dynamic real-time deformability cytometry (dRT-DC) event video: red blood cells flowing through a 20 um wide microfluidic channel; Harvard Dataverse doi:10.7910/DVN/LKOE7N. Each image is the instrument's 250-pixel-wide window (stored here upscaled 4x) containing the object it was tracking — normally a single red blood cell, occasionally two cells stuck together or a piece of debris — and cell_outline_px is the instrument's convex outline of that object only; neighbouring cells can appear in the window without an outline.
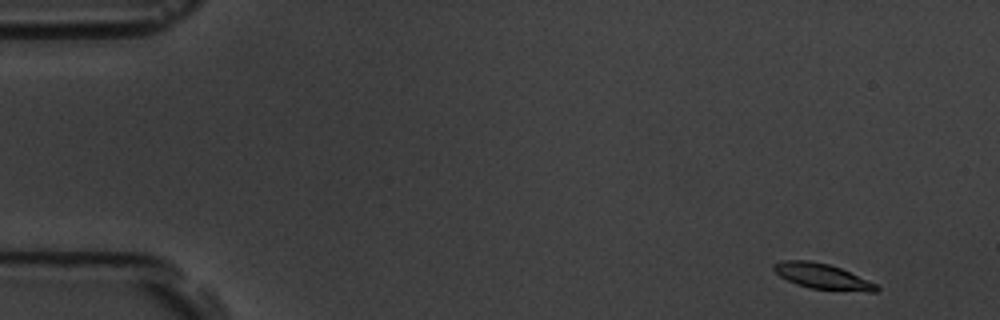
{"species": "common noctule bat (a hibernating species)", "species_latin": "Nyctalus noctula", "temperature_condition": "room temperature", "stored_images_in_passage": 5, "camera_frame_rate_fps": 3000, "um_per_image_px": 0.085, "animal": {"sex": "male", "body_mass_g": 19.5, "forearm_length_mm": 54.6}, "frame": {"image": 1, "passage_image": 1, "time_ms": 0.0, "image_size_px": [1000, 320], "cell_outline_px": [[880, 288], [876, 292], [868, 292], [808, 288], [796, 284], [780, 276], [772, 268], [772, 264], [784, 260], [808, 260], [828, 264], [840, 268], [876, 284]], "centroid_in_image_um": [69.88, 23.49], "position_along_channel_um": 15.1, "area_um2": 15.09}}
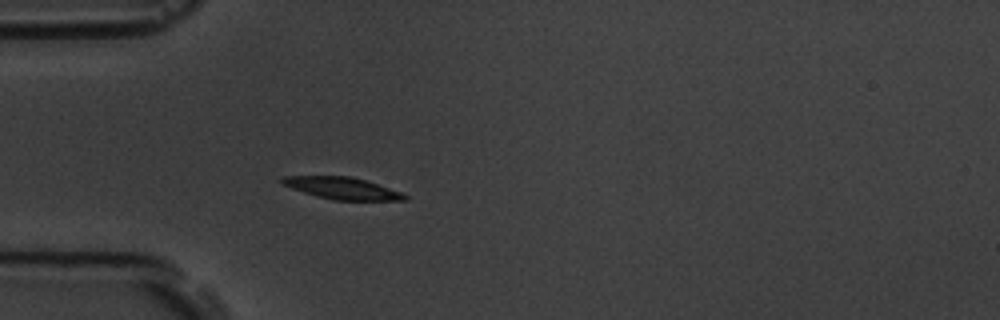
{"frame": {"image": 2, "passage_image": 5, "time_ms": 4.333, "image_size_px": [1000, 320], "cell_outline_px": [[408, 200], [332, 200], [316, 196], [280, 184], [280, 176], [352, 176], [400, 192], [408, 196]], "centroid_in_image_um": [29.03, 15.99], "position_along_channel_um": 56.0, "area_um2": 15.55}}